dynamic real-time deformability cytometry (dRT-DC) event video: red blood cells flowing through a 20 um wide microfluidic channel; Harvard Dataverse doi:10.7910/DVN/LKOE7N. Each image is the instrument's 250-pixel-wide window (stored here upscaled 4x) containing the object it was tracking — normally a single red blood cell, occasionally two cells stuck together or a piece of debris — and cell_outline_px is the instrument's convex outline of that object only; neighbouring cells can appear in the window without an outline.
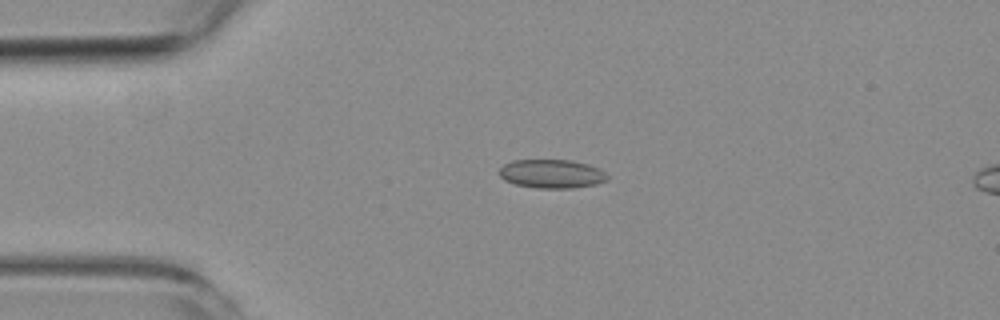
{"species": "common noctule bat (a hibernating species)", "species_latin": "Nyctalus noctula", "temperature_condition": "room temperature", "stored_images_in_passage": 5, "camera_frame_rate_fps": 3000, "um_per_image_px": 0.085, "animal": {"sex": "female", "body_mass_g": 19.3, "forearm_length_mm": 54.1}, "frame": {"image": 1, "passage_image": 3, "time_ms": 3.333, "image_size_px": [1000, 320], "cell_outline_px": [[608, 180], [596, 184], [572, 188], [536, 188], [516, 184], [504, 180], [500, 176], [500, 168], [504, 164], [512, 160], [572, 160], [588, 164], [600, 168], [608, 176]], "centroid_in_image_um": [46.91, 14.77], "position_along_channel_um": 38.1, "area_um2": 18.15}}